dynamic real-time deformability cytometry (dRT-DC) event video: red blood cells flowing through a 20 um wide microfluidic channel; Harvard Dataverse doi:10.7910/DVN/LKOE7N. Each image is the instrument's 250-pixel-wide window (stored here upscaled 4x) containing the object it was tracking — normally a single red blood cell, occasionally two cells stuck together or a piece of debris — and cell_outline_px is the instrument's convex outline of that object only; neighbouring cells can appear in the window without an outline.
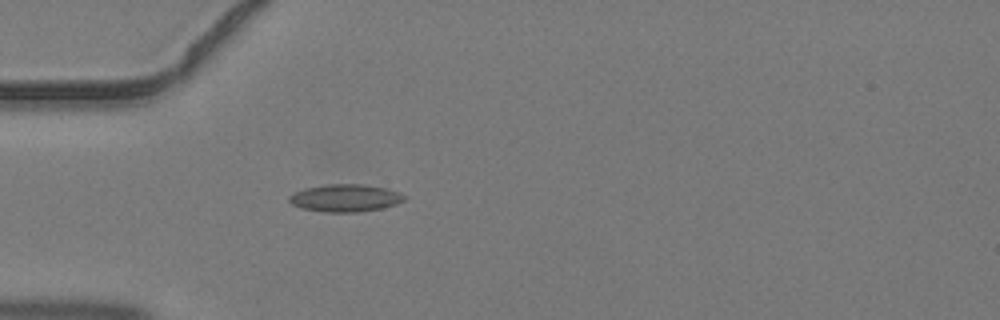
{"species": "common noctule bat (a hibernating species)", "species_latin": "Nyctalus noctula", "temperature_condition": "warm", "stored_images_in_passage": 4, "camera_frame_rate_fps": 3000, "um_per_image_px": 0.085, "animal": {"sex": "male", "body_mass_g": 19.2, "forearm_length_mm": 51.8}, "frame": {"image": 1, "passage_image": 4, "time_ms": 1.0, "image_size_px": [1000, 320], "cell_outline_px": [[404, 200], [396, 204], [380, 208], [356, 212], [324, 212], [304, 208], [292, 204], [288, 200], [288, 196], [304, 188], [328, 184], [360, 184], [388, 188], [400, 192], [404, 196]], "centroid_in_image_um": [29.35, 16.82], "position_along_channel_um": 55.7, "area_um2": 18.26}}